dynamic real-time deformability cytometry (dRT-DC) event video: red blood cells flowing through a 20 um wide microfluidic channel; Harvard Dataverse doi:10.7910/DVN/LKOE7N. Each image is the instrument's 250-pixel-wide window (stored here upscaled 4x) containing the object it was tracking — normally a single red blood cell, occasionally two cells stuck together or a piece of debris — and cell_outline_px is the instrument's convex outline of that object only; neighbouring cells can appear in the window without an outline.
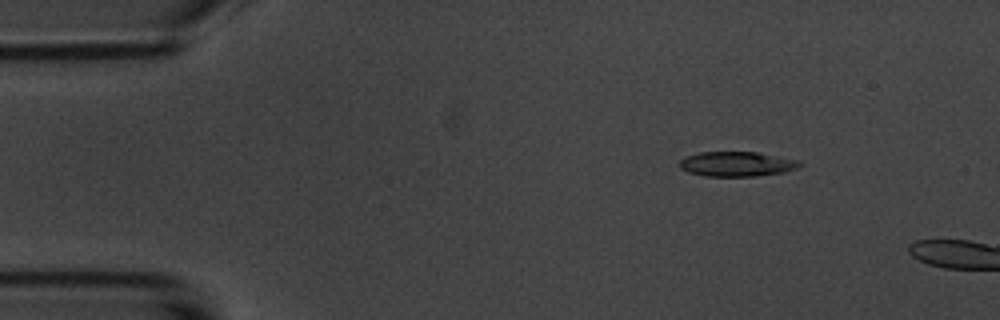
{"species": "common noctule bat (a hibernating species)", "species_latin": "Nyctalus noctula", "temperature_condition": "room temperature", "stored_images_in_passage": 4, "camera_frame_rate_fps": 3000, "um_per_image_px": 0.085, "animal": {"sex": "male", "body_mass_g": 20.1, "forearm_length_mm": 53.5}, "frame": {"image": 1, "passage_image": 2, "time_ms": 1.333, "image_size_px": [1000, 320], "cell_outline_px": [[804, 164], [796, 168], [784, 172], [756, 176], [704, 176], [688, 172], [680, 168], [680, 160], [688, 156], [700, 152], [756, 152], [800, 160]], "centroid_in_image_um": [62.66, 13.94], "position_along_channel_um": 22.3, "area_um2": 17.34}}